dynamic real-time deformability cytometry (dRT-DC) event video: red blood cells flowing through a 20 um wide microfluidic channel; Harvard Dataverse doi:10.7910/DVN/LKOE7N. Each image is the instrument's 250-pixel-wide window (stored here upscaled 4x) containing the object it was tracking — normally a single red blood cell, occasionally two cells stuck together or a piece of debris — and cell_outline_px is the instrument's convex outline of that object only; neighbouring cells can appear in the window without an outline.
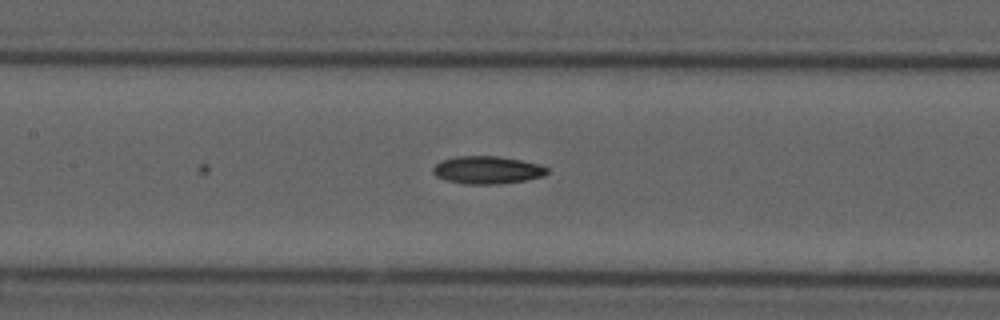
{"species": "common noctule bat (a hibernating species)", "species_latin": "Nyctalus noctula", "temperature_condition": "cold", "stored_images_in_passage": 10, "camera_frame_rate_fps": 3000, "um_per_image_px": 0.085, "animal": {"sex": "male", "forearm_length_mm": 52.5}, "frame": {"image": 1, "passage_image": 10, "time_ms": 3.0, "image_size_px": [1000, 320], "cell_outline_px": [[548, 172], [544, 176], [524, 180], [492, 184], [464, 184], [444, 180], [436, 176], [432, 172], [432, 168], [440, 160], [456, 156], [500, 156], [540, 164], [548, 168]], "centroid_in_image_um": [41.38, 14.44], "position_along_channel_um": 166.0, "area_um2": 18.5}}